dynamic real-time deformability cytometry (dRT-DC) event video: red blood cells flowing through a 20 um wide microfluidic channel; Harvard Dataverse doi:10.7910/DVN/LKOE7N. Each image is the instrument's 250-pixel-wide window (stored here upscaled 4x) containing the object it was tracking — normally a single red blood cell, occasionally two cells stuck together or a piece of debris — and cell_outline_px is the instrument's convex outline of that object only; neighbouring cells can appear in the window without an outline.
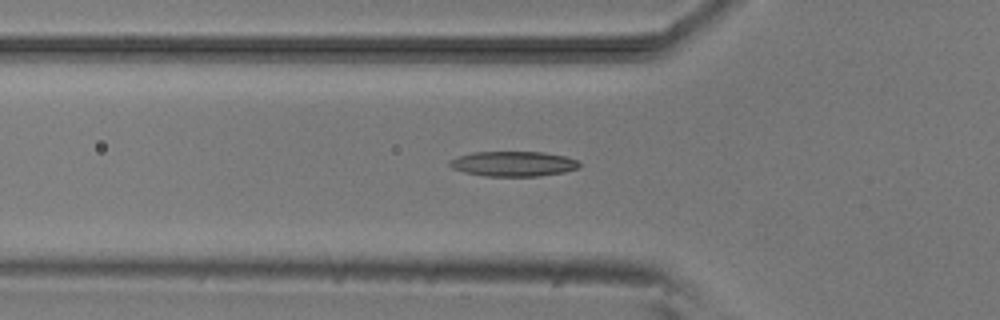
{"species": "common noctule bat (a hibernating species)", "species_latin": "Nyctalus noctula", "temperature_condition": "room temperature", "stored_images_in_passage": 54, "segment_of_instrument_passage": [1, 2], "camera_frame_rate_fps": 3000, "um_per_image_px": 0.085, "animal": {"sex": "male", "body_mass_g": 20.5, "forearm_length_mm": 52.5}, "frame": {"image": 1, "passage_image": 18, "time_ms": 5.667, "image_size_px": [1000, 320], "cell_outline_px": [[580, 168], [564, 172], [536, 176], [484, 176], [464, 172], [452, 168], [448, 164], [448, 160], [472, 152], [544, 152], [568, 156], [576, 160], [580, 164]], "centroid_in_image_um": [43.64, 13.92], "position_along_channel_um": 82.2, "area_um2": 19.02}}
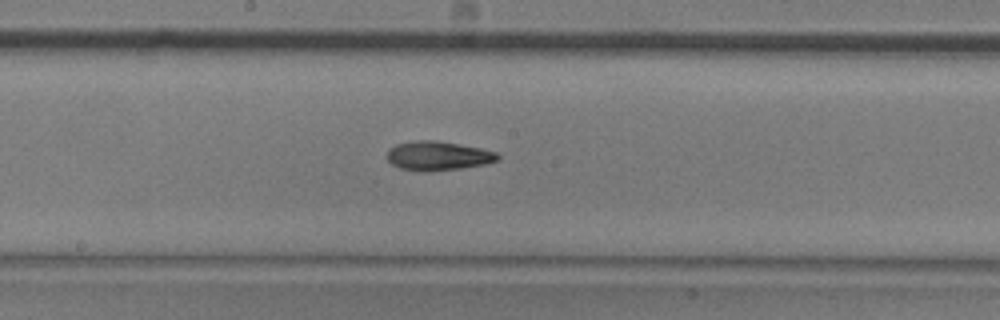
{"frame": {"image": 2, "passage_image": 28, "time_ms": 9.0, "image_size_px": [1000, 320], "cell_outline_px": [[500, 156], [496, 160], [484, 164], [460, 168], [420, 172], [400, 168], [392, 164], [388, 160], [388, 148], [396, 144], [416, 140], [436, 140], [460, 144], [480, 148], [496, 152]], "centroid_in_image_um": [37.19, 13.23], "position_along_channel_um": 211.0, "area_um2": 18.67}}
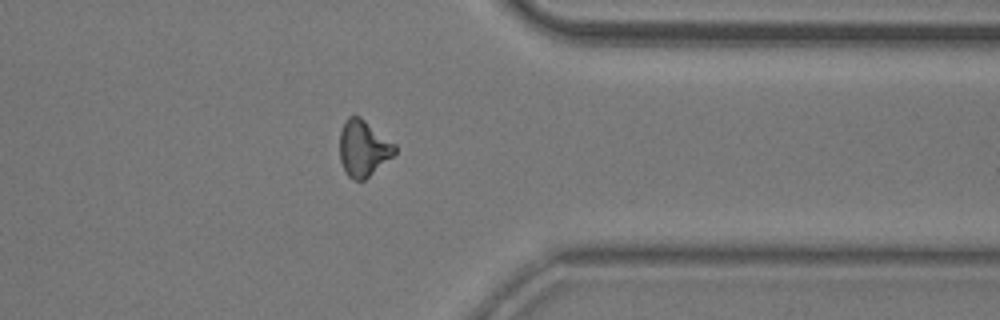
{"frame": {"image": 3, "passage_image": 42, "time_ms": 13.667, "image_size_px": [1000, 320], "cell_outline_px": [[396, 152], [392, 156], [364, 180], [352, 180], [348, 176], [340, 160], [340, 132], [344, 120], [348, 116], [360, 116], [396, 144]], "centroid_in_image_um": [30.87, 12.58], "position_along_channel_um": 380.5, "area_um2": 17.98}}